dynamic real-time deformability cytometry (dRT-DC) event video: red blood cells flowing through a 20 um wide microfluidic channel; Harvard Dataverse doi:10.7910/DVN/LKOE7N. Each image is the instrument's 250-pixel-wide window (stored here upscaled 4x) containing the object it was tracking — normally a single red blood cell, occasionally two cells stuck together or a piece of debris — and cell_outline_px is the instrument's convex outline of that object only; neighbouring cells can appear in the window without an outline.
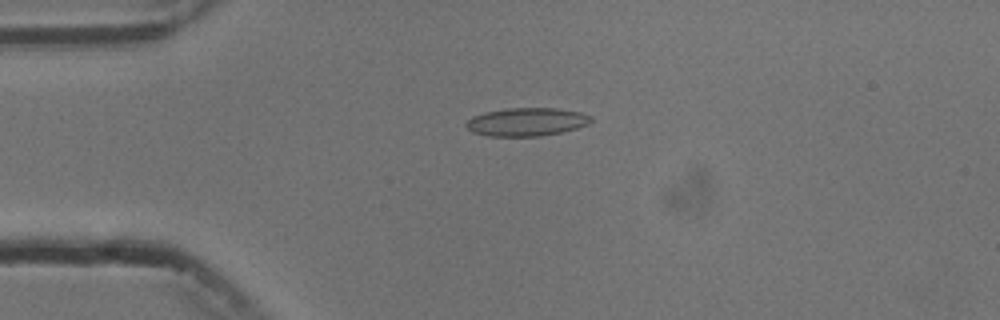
{"species": "common noctule bat (a hibernating species)", "species_latin": "Nyctalus noctula", "temperature_condition": "cold", "stored_images_in_passage": 4, "camera_frame_rate_fps": 3000, "um_per_image_px": 0.085, "animal": {"sex": "male", "body_mass_g": 13.3}, "frame": {"image": 1, "passage_image": 3, "time_ms": 2.333, "image_size_px": [1000, 320], "cell_outline_px": [[592, 120], [588, 124], [576, 128], [560, 132], [540, 136], [488, 136], [472, 132], [464, 124], [472, 116], [484, 112], [508, 108], [556, 108], [580, 112], [592, 116]], "centroid_in_image_um": [44.74, 10.35], "position_along_channel_um": 40.3, "area_um2": 20.52}}